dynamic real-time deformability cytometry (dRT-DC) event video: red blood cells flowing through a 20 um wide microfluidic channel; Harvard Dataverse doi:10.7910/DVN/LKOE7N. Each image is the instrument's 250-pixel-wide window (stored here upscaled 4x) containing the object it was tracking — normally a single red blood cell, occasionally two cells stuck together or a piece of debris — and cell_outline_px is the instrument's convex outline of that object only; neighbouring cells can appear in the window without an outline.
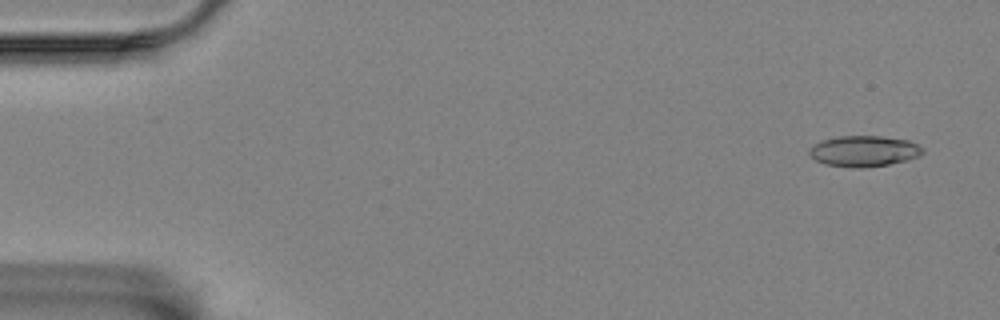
{"species": "Egyptian fruit bat (a non-hibernating species)", "species_latin": "Rousettus aegyptiacus", "temperature_condition": "room temperature", "stored_images_in_passage": 57, "camera_frame_rate_fps": 3000, "um_per_image_px": 0.085, "animal": {"sex": "female"}, "frame": {"image": 1, "passage_image": 3, "time_ms": 0.667, "image_size_px": [1000, 320], "cell_outline_px": [[924, 152], [920, 156], [888, 164], [864, 168], [852, 168], [824, 164], [816, 160], [808, 152], [816, 144], [824, 140], [840, 136], [880, 136], [908, 140], [924, 148]], "centroid_in_image_um": [73.47, 12.85], "position_along_channel_um": 11.5, "area_um2": 20.17}}
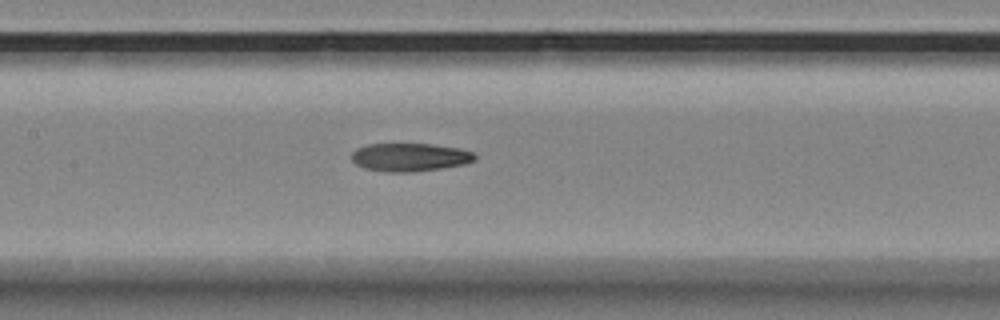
{"frame": {"image": 2, "passage_image": 27, "time_ms": 8.667, "image_size_px": [1000, 320], "cell_outline_px": [[476, 160], [464, 164], [440, 168], [412, 172], [384, 172], [364, 168], [356, 164], [352, 160], [352, 152], [356, 148], [368, 144], [432, 144], [460, 148], [476, 152]], "centroid_in_image_um": [34.85, 13.36], "position_along_channel_um": 172.5, "area_um2": 20.4}}
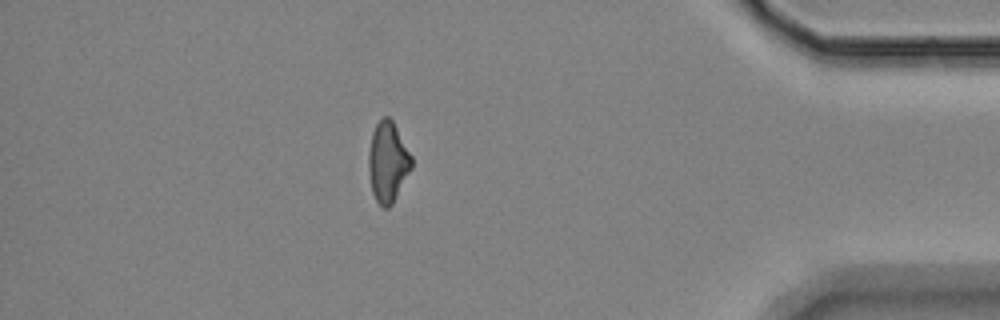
{"frame": {"image": 3, "passage_image": 50, "time_ms": 16.333, "image_size_px": [1000, 320], "cell_outline_px": [[412, 168], [392, 204], [388, 208], [384, 208], [376, 200], [372, 192], [368, 168], [368, 152], [372, 132], [376, 124], [384, 116], [388, 116], [392, 120], [412, 156]], "centroid_in_image_um": [32.96, 13.77], "position_along_channel_um": 402.2, "area_um2": 20.06}, "authors_computed_cell_mechanics": {"area_um2": 20.4034, "velocity_mm_per_s": 3.4912, "shape_relaxation_time_tau1_ms": null, "shape_relaxation_time_tau2_ms": 9.8274, "deformation_change_tau1": null, "deformation_change_tau2": 0.2084}}